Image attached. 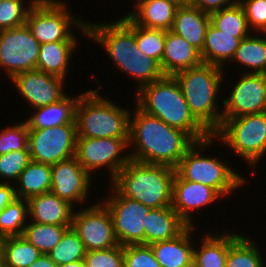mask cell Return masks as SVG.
Instances as JSON below:
<instances>
[{
  "label": "cell",
  "mask_w": 266,
  "mask_h": 267,
  "mask_svg": "<svg viewBox=\"0 0 266 267\" xmlns=\"http://www.w3.org/2000/svg\"><path fill=\"white\" fill-rule=\"evenodd\" d=\"M106 23L87 20V38L102 46L114 69L137 82L135 91L164 76L160 64L138 48L135 24L126 15Z\"/></svg>",
  "instance_id": "6da1fadb"
},
{
  "label": "cell",
  "mask_w": 266,
  "mask_h": 267,
  "mask_svg": "<svg viewBox=\"0 0 266 267\" xmlns=\"http://www.w3.org/2000/svg\"><path fill=\"white\" fill-rule=\"evenodd\" d=\"M130 115L129 151L131 160L176 168L195 141L184 131L147 114L136 104ZM136 148V149H135Z\"/></svg>",
  "instance_id": "7a4b0ae2"
},
{
  "label": "cell",
  "mask_w": 266,
  "mask_h": 267,
  "mask_svg": "<svg viewBox=\"0 0 266 267\" xmlns=\"http://www.w3.org/2000/svg\"><path fill=\"white\" fill-rule=\"evenodd\" d=\"M134 93L135 104L142 111L160 118L171 127L186 132L195 142L211 136L191 114L175 76L164 75Z\"/></svg>",
  "instance_id": "3957f363"
},
{
  "label": "cell",
  "mask_w": 266,
  "mask_h": 267,
  "mask_svg": "<svg viewBox=\"0 0 266 267\" xmlns=\"http://www.w3.org/2000/svg\"><path fill=\"white\" fill-rule=\"evenodd\" d=\"M225 70L226 68L202 63L174 75L181 86L191 114L211 135L222 124L220 107L223 106H219L218 101Z\"/></svg>",
  "instance_id": "277c9868"
},
{
  "label": "cell",
  "mask_w": 266,
  "mask_h": 267,
  "mask_svg": "<svg viewBox=\"0 0 266 267\" xmlns=\"http://www.w3.org/2000/svg\"><path fill=\"white\" fill-rule=\"evenodd\" d=\"M174 168L130 160L111 181L125 197L150 209L172 206Z\"/></svg>",
  "instance_id": "5b68a950"
},
{
  "label": "cell",
  "mask_w": 266,
  "mask_h": 267,
  "mask_svg": "<svg viewBox=\"0 0 266 267\" xmlns=\"http://www.w3.org/2000/svg\"><path fill=\"white\" fill-rule=\"evenodd\" d=\"M215 142L216 138L213 135L195 142L181 158L175 171L183 180L207 185L224 198L231 196V193L243 185L245 187L248 179L235 168H231L228 160L223 162L219 155L217 158L215 155L212 157L203 153H206L207 148L213 146V143L215 145Z\"/></svg>",
  "instance_id": "8992f818"
},
{
  "label": "cell",
  "mask_w": 266,
  "mask_h": 267,
  "mask_svg": "<svg viewBox=\"0 0 266 267\" xmlns=\"http://www.w3.org/2000/svg\"><path fill=\"white\" fill-rule=\"evenodd\" d=\"M89 89L81 95L76 106L78 137L129 138L130 109L104 98L99 90Z\"/></svg>",
  "instance_id": "52a82bcc"
},
{
  "label": "cell",
  "mask_w": 266,
  "mask_h": 267,
  "mask_svg": "<svg viewBox=\"0 0 266 267\" xmlns=\"http://www.w3.org/2000/svg\"><path fill=\"white\" fill-rule=\"evenodd\" d=\"M68 6L63 0H37L31 7L26 26L39 44L77 41L79 37L74 36L75 28L84 38L88 37L87 20L71 14Z\"/></svg>",
  "instance_id": "ba28073f"
},
{
  "label": "cell",
  "mask_w": 266,
  "mask_h": 267,
  "mask_svg": "<svg viewBox=\"0 0 266 267\" xmlns=\"http://www.w3.org/2000/svg\"><path fill=\"white\" fill-rule=\"evenodd\" d=\"M213 136L217 144L221 142L245 160L254 173L259 161L266 157V112L222 119L221 127Z\"/></svg>",
  "instance_id": "9c48e42d"
},
{
  "label": "cell",
  "mask_w": 266,
  "mask_h": 267,
  "mask_svg": "<svg viewBox=\"0 0 266 267\" xmlns=\"http://www.w3.org/2000/svg\"><path fill=\"white\" fill-rule=\"evenodd\" d=\"M128 142L129 138L77 137L75 157L92 177L101 168H107L110 174L108 182H111L131 160L129 152H125L129 149Z\"/></svg>",
  "instance_id": "30bf717a"
},
{
  "label": "cell",
  "mask_w": 266,
  "mask_h": 267,
  "mask_svg": "<svg viewBox=\"0 0 266 267\" xmlns=\"http://www.w3.org/2000/svg\"><path fill=\"white\" fill-rule=\"evenodd\" d=\"M109 196L99 199L109 210L115 235L121 246L145 244V222L150 208L143 203L123 196L110 183ZM111 195V196H110Z\"/></svg>",
  "instance_id": "8fae6325"
},
{
  "label": "cell",
  "mask_w": 266,
  "mask_h": 267,
  "mask_svg": "<svg viewBox=\"0 0 266 267\" xmlns=\"http://www.w3.org/2000/svg\"><path fill=\"white\" fill-rule=\"evenodd\" d=\"M77 137L76 122L52 128L29 129L31 160L53 165L72 158L76 152Z\"/></svg>",
  "instance_id": "7c38bea8"
},
{
  "label": "cell",
  "mask_w": 266,
  "mask_h": 267,
  "mask_svg": "<svg viewBox=\"0 0 266 267\" xmlns=\"http://www.w3.org/2000/svg\"><path fill=\"white\" fill-rule=\"evenodd\" d=\"M79 209L74 210L71 227L80 237L86 251L104 250L119 245L111 214L101 201Z\"/></svg>",
  "instance_id": "4fadbf2b"
},
{
  "label": "cell",
  "mask_w": 266,
  "mask_h": 267,
  "mask_svg": "<svg viewBox=\"0 0 266 267\" xmlns=\"http://www.w3.org/2000/svg\"><path fill=\"white\" fill-rule=\"evenodd\" d=\"M40 44L25 25L0 31V69L11 80L36 69Z\"/></svg>",
  "instance_id": "5bb4252c"
},
{
  "label": "cell",
  "mask_w": 266,
  "mask_h": 267,
  "mask_svg": "<svg viewBox=\"0 0 266 267\" xmlns=\"http://www.w3.org/2000/svg\"><path fill=\"white\" fill-rule=\"evenodd\" d=\"M222 100V119L266 112V74L242 73Z\"/></svg>",
  "instance_id": "9a60e30c"
},
{
  "label": "cell",
  "mask_w": 266,
  "mask_h": 267,
  "mask_svg": "<svg viewBox=\"0 0 266 267\" xmlns=\"http://www.w3.org/2000/svg\"><path fill=\"white\" fill-rule=\"evenodd\" d=\"M10 81L32 109L59 102L68 95L67 92H64L66 79L38 69L19 73Z\"/></svg>",
  "instance_id": "2e32d148"
},
{
  "label": "cell",
  "mask_w": 266,
  "mask_h": 267,
  "mask_svg": "<svg viewBox=\"0 0 266 267\" xmlns=\"http://www.w3.org/2000/svg\"><path fill=\"white\" fill-rule=\"evenodd\" d=\"M52 180L50 191L66 200L75 208L85 205L93 187L92 176L80 166L77 158L60 161L51 165ZM91 187V188H90ZM75 203V204H74ZM84 204V205H83ZM77 205V206H76Z\"/></svg>",
  "instance_id": "e0dca14e"
},
{
  "label": "cell",
  "mask_w": 266,
  "mask_h": 267,
  "mask_svg": "<svg viewBox=\"0 0 266 267\" xmlns=\"http://www.w3.org/2000/svg\"><path fill=\"white\" fill-rule=\"evenodd\" d=\"M221 198L215 189L207 185L183 180L177 173L174 176L172 208L189 226H196L192 217L194 210L201 213L202 208L209 207Z\"/></svg>",
  "instance_id": "ac0fdd59"
},
{
  "label": "cell",
  "mask_w": 266,
  "mask_h": 267,
  "mask_svg": "<svg viewBox=\"0 0 266 267\" xmlns=\"http://www.w3.org/2000/svg\"><path fill=\"white\" fill-rule=\"evenodd\" d=\"M29 221L45 225L71 226L75 207L53 192L28 200Z\"/></svg>",
  "instance_id": "d6986e66"
},
{
  "label": "cell",
  "mask_w": 266,
  "mask_h": 267,
  "mask_svg": "<svg viewBox=\"0 0 266 267\" xmlns=\"http://www.w3.org/2000/svg\"><path fill=\"white\" fill-rule=\"evenodd\" d=\"M205 235V236H204ZM236 231L203 234L193 249V267H225L229 247L241 236ZM198 247V248H197ZM197 248V249H196Z\"/></svg>",
  "instance_id": "ffe728a7"
},
{
  "label": "cell",
  "mask_w": 266,
  "mask_h": 267,
  "mask_svg": "<svg viewBox=\"0 0 266 267\" xmlns=\"http://www.w3.org/2000/svg\"><path fill=\"white\" fill-rule=\"evenodd\" d=\"M202 63L200 52L196 48L173 31H165L164 52L160 64L164 75L174 76L182 70L197 67Z\"/></svg>",
  "instance_id": "44dd1931"
},
{
  "label": "cell",
  "mask_w": 266,
  "mask_h": 267,
  "mask_svg": "<svg viewBox=\"0 0 266 267\" xmlns=\"http://www.w3.org/2000/svg\"><path fill=\"white\" fill-rule=\"evenodd\" d=\"M195 226H188L176 238L150 245L161 267H193Z\"/></svg>",
  "instance_id": "7402d4cb"
},
{
  "label": "cell",
  "mask_w": 266,
  "mask_h": 267,
  "mask_svg": "<svg viewBox=\"0 0 266 267\" xmlns=\"http://www.w3.org/2000/svg\"><path fill=\"white\" fill-rule=\"evenodd\" d=\"M137 1V2H136ZM134 0V9L125 15L144 28L171 30L178 8L167 0Z\"/></svg>",
  "instance_id": "603a6c76"
},
{
  "label": "cell",
  "mask_w": 266,
  "mask_h": 267,
  "mask_svg": "<svg viewBox=\"0 0 266 267\" xmlns=\"http://www.w3.org/2000/svg\"><path fill=\"white\" fill-rule=\"evenodd\" d=\"M251 34H228L218 30L211 23L205 33V42L200 53L203 63L224 69L233 59L242 39Z\"/></svg>",
  "instance_id": "cb8c5ba5"
},
{
  "label": "cell",
  "mask_w": 266,
  "mask_h": 267,
  "mask_svg": "<svg viewBox=\"0 0 266 267\" xmlns=\"http://www.w3.org/2000/svg\"><path fill=\"white\" fill-rule=\"evenodd\" d=\"M189 225L173 210L172 206L151 209L146 215L145 244L176 238Z\"/></svg>",
  "instance_id": "d4e9b609"
},
{
  "label": "cell",
  "mask_w": 266,
  "mask_h": 267,
  "mask_svg": "<svg viewBox=\"0 0 266 267\" xmlns=\"http://www.w3.org/2000/svg\"><path fill=\"white\" fill-rule=\"evenodd\" d=\"M209 24V13L203 12L191 5L182 6L176 10L171 31L183 37L201 53Z\"/></svg>",
  "instance_id": "484cf974"
},
{
  "label": "cell",
  "mask_w": 266,
  "mask_h": 267,
  "mask_svg": "<svg viewBox=\"0 0 266 267\" xmlns=\"http://www.w3.org/2000/svg\"><path fill=\"white\" fill-rule=\"evenodd\" d=\"M82 94L67 95L59 102L33 109L31 115L24 119L28 129L52 128L76 122V106Z\"/></svg>",
  "instance_id": "4316f807"
},
{
  "label": "cell",
  "mask_w": 266,
  "mask_h": 267,
  "mask_svg": "<svg viewBox=\"0 0 266 267\" xmlns=\"http://www.w3.org/2000/svg\"><path fill=\"white\" fill-rule=\"evenodd\" d=\"M78 41H57L40 44L36 69L67 79L68 67Z\"/></svg>",
  "instance_id": "83f0119b"
},
{
  "label": "cell",
  "mask_w": 266,
  "mask_h": 267,
  "mask_svg": "<svg viewBox=\"0 0 266 267\" xmlns=\"http://www.w3.org/2000/svg\"><path fill=\"white\" fill-rule=\"evenodd\" d=\"M231 62L240 64L242 73L266 74V35L256 33L242 39Z\"/></svg>",
  "instance_id": "f1b7e54d"
},
{
  "label": "cell",
  "mask_w": 266,
  "mask_h": 267,
  "mask_svg": "<svg viewBox=\"0 0 266 267\" xmlns=\"http://www.w3.org/2000/svg\"><path fill=\"white\" fill-rule=\"evenodd\" d=\"M52 171L50 164L31 160L14 183L17 198L26 199L50 192Z\"/></svg>",
  "instance_id": "f546056e"
},
{
  "label": "cell",
  "mask_w": 266,
  "mask_h": 267,
  "mask_svg": "<svg viewBox=\"0 0 266 267\" xmlns=\"http://www.w3.org/2000/svg\"><path fill=\"white\" fill-rule=\"evenodd\" d=\"M41 255L22 235L3 239L2 260L7 267H29Z\"/></svg>",
  "instance_id": "4dcf8cb0"
},
{
  "label": "cell",
  "mask_w": 266,
  "mask_h": 267,
  "mask_svg": "<svg viewBox=\"0 0 266 267\" xmlns=\"http://www.w3.org/2000/svg\"><path fill=\"white\" fill-rule=\"evenodd\" d=\"M262 256L257 241L242 234L229 247L225 267H266Z\"/></svg>",
  "instance_id": "1f68e13d"
},
{
  "label": "cell",
  "mask_w": 266,
  "mask_h": 267,
  "mask_svg": "<svg viewBox=\"0 0 266 267\" xmlns=\"http://www.w3.org/2000/svg\"><path fill=\"white\" fill-rule=\"evenodd\" d=\"M71 226L45 225L28 221L22 236L42 254L49 252L60 242L65 231Z\"/></svg>",
  "instance_id": "d6a6232c"
},
{
  "label": "cell",
  "mask_w": 266,
  "mask_h": 267,
  "mask_svg": "<svg viewBox=\"0 0 266 267\" xmlns=\"http://www.w3.org/2000/svg\"><path fill=\"white\" fill-rule=\"evenodd\" d=\"M209 15L210 23L223 33L251 34L245 11L239 1Z\"/></svg>",
  "instance_id": "836d02e7"
},
{
  "label": "cell",
  "mask_w": 266,
  "mask_h": 267,
  "mask_svg": "<svg viewBox=\"0 0 266 267\" xmlns=\"http://www.w3.org/2000/svg\"><path fill=\"white\" fill-rule=\"evenodd\" d=\"M28 219V201L15 199L0 213V234L4 238L21 236Z\"/></svg>",
  "instance_id": "e575fe53"
},
{
  "label": "cell",
  "mask_w": 266,
  "mask_h": 267,
  "mask_svg": "<svg viewBox=\"0 0 266 267\" xmlns=\"http://www.w3.org/2000/svg\"><path fill=\"white\" fill-rule=\"evenodd\" d=\"M86 249L78 234L72 227L63 234L60 242L52 249L48 256L57 266L70 262L84 260Z\"/></svg>",
  "instance_id": "d590c367"
},
{
  "label": "cell",
  "mask_w": 266,
  "mask_h": 267,
  "mask_svg": "<svg viewBox=\"0 0 266 267\" xmlns=\"http://www.w3.org/2000/svg\"><path fill=\"white\" fill-rule=\"evenodd\" d=\"M37 0H0V31L26 24L29 10Z\"/></svg>",
  "instance_id": "8d00e7d4"
},
{
  "label": "cell",
  "mask_w": 266,
  "mask_h": 267,
  "mask_svg": "<svg viewBox=\"0 0 266 267\" xmlns=\"http://www.w3.org/2000/svg\"><path fill=\"white\" fill-rule=\"evenodd\" d=\"M135 38L138 48L159 64L164 52L165 30L144 28L135 24Z\"/></svg>",
  "instance_id": "74e56055"
},
{
  "label": "cell",
  "mask_w": 266,
  "mask_h": 267,
  "mask_svg": "<svg viewBox=\"0 0 266 267\" xmlns=\"http://www.w3.org/2000/svg\"><path fill=\"white\" fill-rule=\"evenodd\" d=\"M0 155L11 151H29L28 149V124L20 121L0 129Z\"/></svg>",
  "instance_id": "f35d334b"
},
{
  "label": "cell",
  "mask_w": 266,
  "mask_h": 267,
  "mask_svg": "<svg viewBox=\"0 0 266 267\" xmlns=\"http://www.w3.org/2000/svg\"><path fill=\"white\" fill-rule=\"evenodd\" d=\"M30 161L29 151H11L0 155V181L14 184Z\"/></svg>",
  "instance_id": "ab89813d"
},
{
  "label": "cell",
  "mask_w": 266,
  "mask_h": 267,
  "mask_svg": "<svg viewBox=\"0 0 266 267\" xmlns=\"http://www.w3.org/2000/svg\"><path fill=\"white\" fill-rule=\"evenodd\" d=\"M84 262L86 267H124V246L86 251Z\"/></svg>",
  "instance_id": "60d3db41"
},
{
  "label": "cell",
  "mask_w": 266,
  "mask_h": 267,
  "mask_svg": "<svg viewBox=\"0 0 266 267\" xmlns=\"http://www.w3.org/2000/svg\"><path fill=\"white\" fill-rule=\"evenodd\" d=\"M124 267H161L152 248L146 244L124 246Z\"/></svg>",
  "instance_id": "b9f144b4"
},
{
  "label": "cell",
  "mask_w": 266,
  "mask_h": 267,
  "mask_svg": "<svg viewBox=\"0 0 266 267\" xmlns=\"http://www.w3.org/2000/svg\"><path fill=\"white\" fill-rule=\"evenodd\" d=\"M242 5L253 33H264L266 31V0H238Z\"/></svg>",
  "instance_id": "7bdbcfd3"
},
{
  "label": "cell",
  "mask_w": 266,
  "mask_h": 267,
  "mask_svg": "<svg viewBox=\"0 0 266 267\" xmlns=\"http://www.w3.org/2000/svg\"><path fill=\"white\" fill-rule=\"evenodd\" d=\"M238 0H189V5L199 10L212 13L234 5Z\"/></svg>",
  "instance_id": "ee69618b"
},
{
  "label": "cell",
  "mask_w": 266,
  "mask_h": 267,
  "mask_svg": "<svg viewBox=\"0 0 266 267\" xmlns=\"http://www.w3.org/2000/svg\"><path fill=\"white\" fill-rule=\"evenodd\" d=\"M12 183H1L0 184V213L6 208L7 205L11 204L17 199L15 186Z\"/></svg>",
  "instance_id": "f6af8a7d"
},
{
  "label": "cell",
  "mask_w": 266,
  "mask_h": 267,
  "mask_svg": "<svg viewBox=\"0 0 266 267\" xmlns=\"http://www.w3.org/2000/svg\"><path fill=\"white\" fill-rule=\"evenodd\" d=\"M29 267H58L54 261L46 254H42Z\"/></svg>",
  "instance_id": "bcb514c9"
},
{
  "label": "cell",
  "mask_w": 266,
  "mask_h": 267,
  "mask_svg": "<svg viewBox=\"0 0 266 267\" xmlns=\"http://www.w3.org/2000/svg\"><path fill=\"white\" fill-rule=\"evenodd\" d=\"M58 267H86L84 260H79L76 262H70Z\"/></svg>",
  "instance_id": "7dc6e473"
},
{
  "label": "cell",
  "mask_w": 266,
  "mask_h": 267,
  "mask_svg": "<svg viewBox=\"0 0 266 267\" xmlns=\"http://www.w3.org/2000/svg\"><path fill=\"white\" fill-rule=\"evenodd\" d=\"M167 1L172 2L173 4H175L178 7L189 5V0H167Z\"/></svg>",
  "instance_id": "c3c4849f"
},
{
  "label": "cell",
  "mask_w": 266,
  "mask_h": 267,
  "mask_svg": "<svg viewBox=\"0 0 266 267\" xmlns=\"http://www.w3.org/2000/svg\"><path fill=\"white\" fill-rule=\"evenodd\" d=\"M4 237L0 234V258H2V245Z\"/></svg>",
  "instance_id": "681fc988"
},
{
  "label": "cell",
  "mask_w": 266,
  "mask_h": 267,
  "mask_svg": "<svg viewBox=\"0 0 266 267\" xmlns=\"http://www.w3.org/2000/svg\"><path fill=\"white\" fill-rule=\"evenodd\" d=\"M0 267H7V266L4 264L2 258H0Z\"/></svg>",
  "instance_id": "f907efd6"
}]
</instances>
